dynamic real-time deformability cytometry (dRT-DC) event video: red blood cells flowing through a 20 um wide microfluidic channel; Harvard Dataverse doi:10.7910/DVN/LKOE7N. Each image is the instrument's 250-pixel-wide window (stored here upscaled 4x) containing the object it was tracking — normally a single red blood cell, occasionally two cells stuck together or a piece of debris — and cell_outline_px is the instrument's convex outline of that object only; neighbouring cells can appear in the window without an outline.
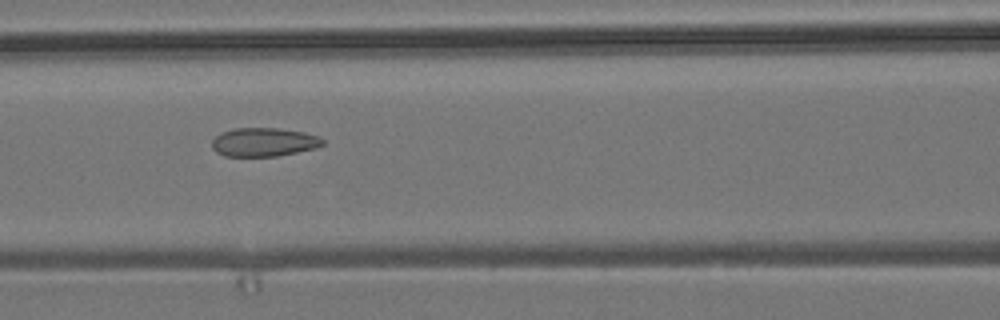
{"species": "common noctule bat (a hibernating species)", "species_latin": "Nyctalus noctula", "temperature_condition": "room temperature", "stored_images_in_passage": 9, "camera_frame_rate_fps": 3000, "um_per_image_px": 0.085, "animal": {"sex": "male", "body_mass_g": 19.2, "forearm_length_mm": 51.8}, "frame": {"image": 1, "passage_image": 7, "time_ms": 6.667, "image_size_px": [1000, 320], "cell_outline_px": [[324, 144], [316, 148], [276, 156], [224, 156], [216, 152], [212, 148], [212, 140], [220, 132], [236, 128], [280, 128], [304, 132], [320, 136], [324, 140]], "centroid_in_image_um": [22.43, 12.07], "position_along_channel_um": 144.2, "area_um2": 18.61}}
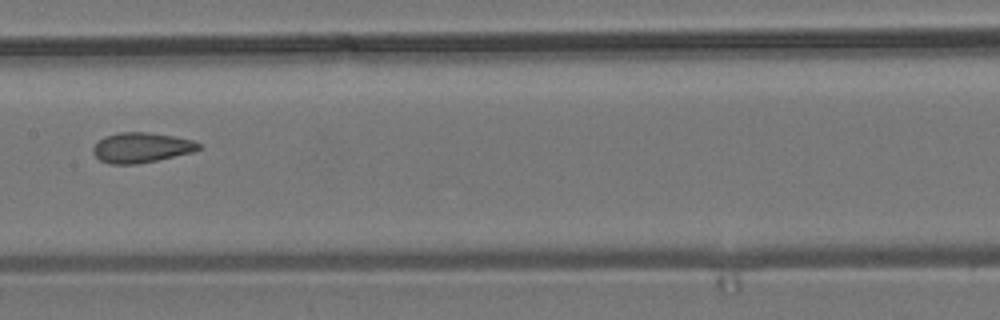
{"frame": {"image": 2, "passage_image": 8, "time_ms": 8.0, "image_size_px": [1000, 320], "cell_outline_px": [[204, 148], [192, 152], [156, 160], [136, 164], [112, 164], [100, 160], [92, 152], [92, 148], [104, 136], [120, 132], [148, 132], [176, 136], [192, 140], [200, 144]], "centroid_in_image_um": [12.03, 12.53], "position_along_channel_um": 195.4, "area_um2": 18.5}}
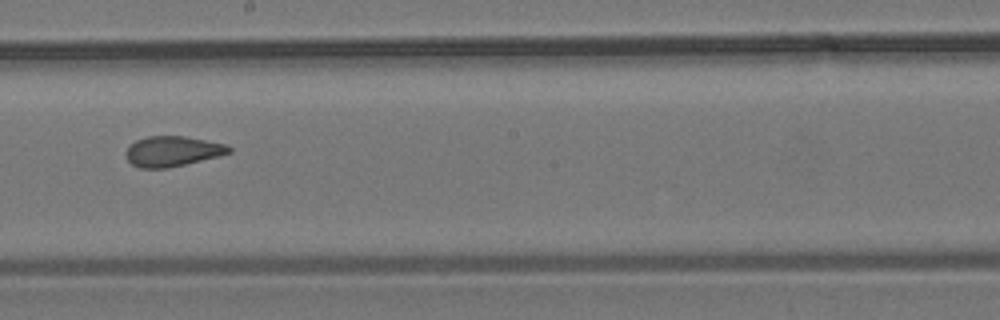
{"frame": {"image": 3, "passage_image": 9, "time_ms": 9.0, "image_size_px": [1000, 320], "cell_outline_px": [[232, 152], [220, 156], [168, 168], [140, 168], [132, 164], [128, 160], [124, 152], [136, 140], [148, 136], [184, 136], [224, 144], [232, 148]], "centroid_in_image_um": [14.66, 12.86], "position_along_channel_um": 233.5, "area_um2": 18.09}}